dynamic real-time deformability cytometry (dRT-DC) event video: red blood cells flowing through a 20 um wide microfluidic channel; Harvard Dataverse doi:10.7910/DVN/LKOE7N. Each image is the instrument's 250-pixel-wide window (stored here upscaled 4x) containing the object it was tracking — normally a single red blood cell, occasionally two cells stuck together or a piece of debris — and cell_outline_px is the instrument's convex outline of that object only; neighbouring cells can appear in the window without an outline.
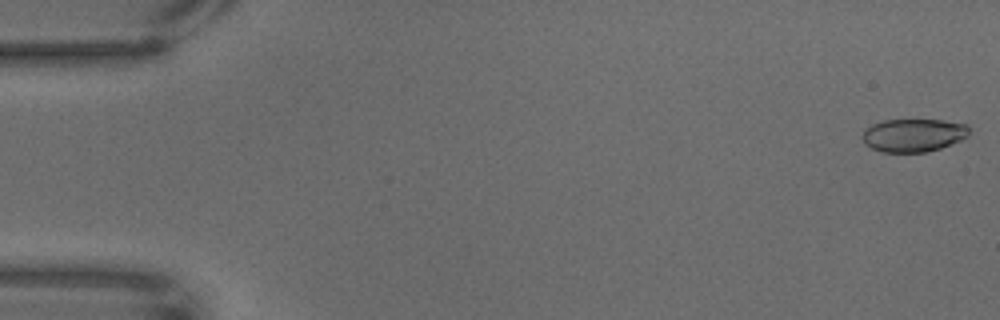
{"species": "common noctule bat (a hibernating species)", "species_latin": "Nyctalus noctula", "temperature_condition": "warm", "stored_images_in_passage": 67, "camera_frame_rate_fps": 3000, "um_per_image_px": 0.085, "animal": {"sex": "male", "body_mass_g": 18.8}, "frame": {"image": 1, "passage_image": 1, "time_ms": 0.0, "image_size_px": [1000, 320], "cell_outline_px": [[968, 136], [960, 140], [940, 148], [924, 152], [880, 152], [864, 144], [860, 136], [864, 128], [872, 124], [884, 120], [944, 120], [968, 124]], "centroid_in_image_um": [77.59, 11.49], "position_along_channel_um": 7.4, "area_um2": 20.75}}
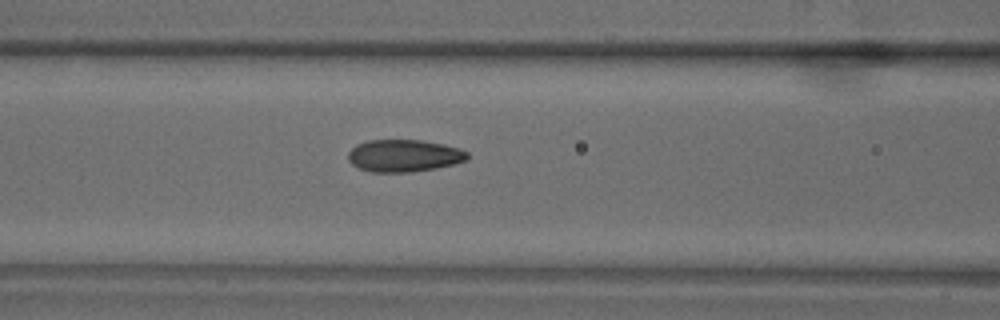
{"frame": {"image": 2, "passage_image": 28, "time_ms": 9.0, "image_size_px": [1000, 320], "cell_outline_px": [[468, 160], [436, 168], [412, 172], [372, 172], [360, 168], [352, 164], [348, 160], [348, 152], [356, 144], [368, 140], [420, 140], [444, 144], [460, 148], [468, 152]], "centroid_in_image_um": [34.34, 13.23], "position_along_channel_um": 132.3, "area_um2": 22.48}}
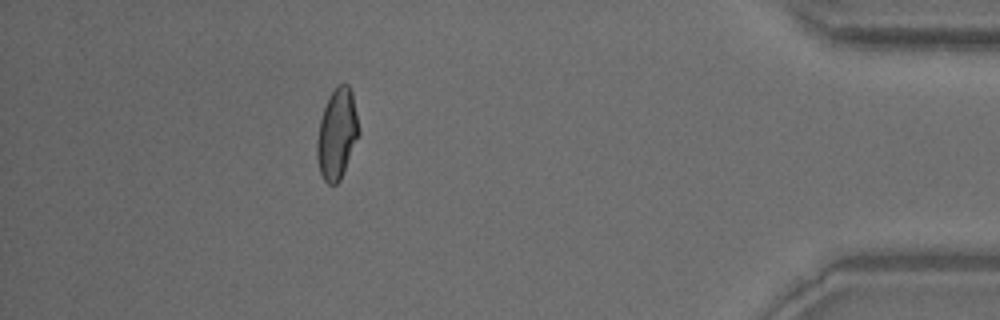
{"frame": {"image": 3, "passage_image": 60, "time_ms": 19.667, "image_size_px": [1000, 320], "cell_outline_px": [[360, 132], [340, 180], [336, 184], [328, 184], [324, 180], [320, 172], [316, 156], [316, 140], [320, 120], [328, 96], [340, 84], [348, 84], [352, 92]], "centroid_in_image_um": [28.63, 11.39], "position_along_channel_um": 406.6, "area_um2": 21.85}}